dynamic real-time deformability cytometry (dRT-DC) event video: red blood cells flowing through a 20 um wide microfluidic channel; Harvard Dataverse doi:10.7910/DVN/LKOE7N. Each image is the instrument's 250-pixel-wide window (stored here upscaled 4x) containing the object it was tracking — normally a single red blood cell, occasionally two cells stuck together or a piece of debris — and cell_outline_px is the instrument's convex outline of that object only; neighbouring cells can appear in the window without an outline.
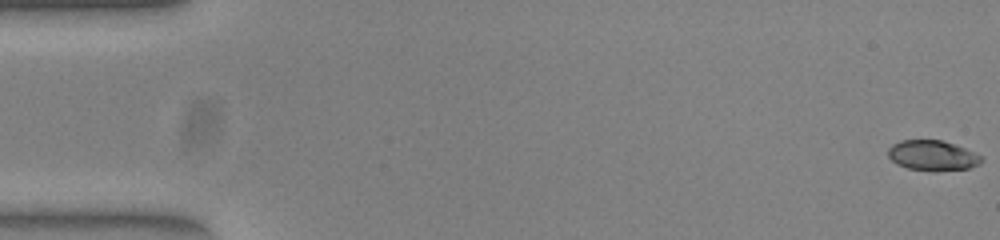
{"species": "common noctule bat (a hibernating species)", "species_latin": "Nyctalus noctula", "temperature_condition": "warm", "stored_images_in_passage": 12, "camera_frame_rate_fps": 3000, "um_per_image_px": 0.085, "animal": {"sex": "female", "body_mass_g": 23.0, "forearm_length_mm": 53.4}, "frame": {"image": 1, "passage_image": 1, "time_ms": 0.0, "image_size_px": [1000, 240], "cell_outline_px": [[984, 160], [980, 164], [968, 168], [936, 172], [932, 172], [908, 168], [896, 164], [888, 156], [888, 148], [892, 144], [900, 140], [940, 140], [964, 148], [980, 156]], "centroid_in_image_um": [79.23, 13.23], "position_along_channel_um": 5.8, "area_um2": 16.47}}